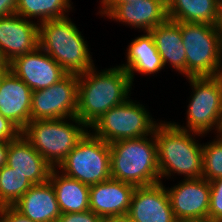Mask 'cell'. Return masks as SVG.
<instances>
[{
	"label": "cell",
	"instance_id": "836d02e7",
	"mask_svg": "<svg viewBox=\"0 0 222 222\" xmlns=\"http://www.w3.org/2000/svg\"><path fill=\"white\" fill-rule=\"evenodd\" d=\"M103 222H133L127 215L115 216L103 219Z\"/></svg>",
	"mask_w": 222,
	"mask_h": 222
},
{
	"label": "cell",
	"instance_id": "1f68e13d",
	"mask_svg": "<svg viewBox=\"0 0 222 222\" xmlns=\"http://www.w3.org/2000/svg\"><path fill=\"white\" fill-rule=\"evenodd\" d=\"M9 142L0 141V168L7 163Z\"/></svg>",
	"mask_w": 222,
	"mask_h": 222
},
{
	"label": "cell",
	"instance_id": "ba28073f",
	"mask_svg": "<svg viewBox=\"0 0 222 222\" xmlns=\"http://www.w3.org/2000/svg\"><path fill=\"white\" fill-rule=\"evenodd\" d=\"M193 87V96L187 111V129L203 135L214 126L222 134V74L218 76L187 77Z\"/></svg>",
	"mask_w": 222,
	"mask_h": 222
},
{
	"label": "cell",
	"instance_id": "83f0119b",
	"mask_svg": "<svg viewBox=\"0 0 222 222\" xmlns=\"http://www.w3.org/2000/svg\"><path fill=\"white\" fill-rule=\"evenodd\" d=\"M57 222H103L92 210L61 214Z\"/></svg>",
	"mask_w": 222,
	"mask_h": 222
},
{
	"label": "cell",
	"instance_id": "8d00e7d4",
	"mask_svg": "<svg viewBox=\"0 0 222 222\" xmlns=\"http://www.w3.org/2000/svg\"><path fill=\"white\" fill-rule=\"evenodd\" d=\"M180 222H219L216 220H213L212 218H201V219H188V220H184V221H180Z\"/></svg>",
	"mask_w": 222,
	"mask_h": 222
},
{
	"label": "cell",
	"instance_id": "4316f807",
	"mask_svg": "<svg viewBox=\"0 0 222 222\" xmlns=\"http://www.w3.org/2000/svg\"><path fill=\"white\" fill-rule=\"evenodd\" d=\"M208 217L222 222V177L210 181Z\"/></svg>",
	"mask_w": 222,
	"mask_h": 222
},
{
	"label": "cell",
	"instance_id": "5bb4252c",
	"mask_svg": "<svg viewBox=\"0 0 222 222\" xmlns=\"http://www.w3.org/2000/svg\"><path fill=\"white\" fill-rule=\"evenodd\" d=\"M127 216L133 222H178L162 182L135 187Z\"/></svg>",
	"mask_w": 222,
	"mask_h": 222
},
{
	"label": "cell",
	"instance_id": "d4e9b609",
	"mask_svg": "<svg viewBox=\"0 0 222 222\" xmlns=\"http://www.w3.org/2000/svg\"><path fill=\"white\" fill-rule=\"evenodd\" d=\"M33 184L6 164L0 168V207L13 206Z\"/></svg>",
	"mask_w": 222,
	"mask_h": 222
},
{
	"label": "cell",
	"instance_id": "8fae6325",
	"mask_svg": "<svg viewBox=\"0 0 222 222\" xmlns=\"http://www.w3.org/2000/svg\"><path fill=\"white\" fill-rule=\"evenodd\" d=\"M38 25L16 13L0 17V58L10 64L39 47Z\"/></svg>",
	"mask_w": 222,
	"mask_h": 222
},
{
	"label": "cell",
	"instance_id": "8992f818",
	"mask_svg": "<svg viewBox=\"0 0 222 222\" xmlns=\"http://www.w3.org/2000/svg\"><path fill=\"white\" fill-rule=\"evenodd\" d=\"M186 52V77L222 74V45L215 25L180 22Z\"/></svg>",
	"mask_w": 222,
	"mask_h": 222
},
{
	"label": "cell",
	"instance_id": "d6a6232c",
	"mask_svg": "<svg viewBox=\"0 0 222 222\" xmlns=\"http://www.w3.org/2000/svg\"><path fill=\"white\" fill-rule=\"evenodd\" d=\"M215 28L217 30L222 45V4H219L218 7V14L215 22Z\"/></svg>",
	"mask_w": 222,
	"mask_h": 222
},
{
	"label": "cell",
	"instance_id": "4fadbf2b",
	"mask_svg": "<svg viewBox=\"0 0 222 222\" xmlns=\"http://www.w3.org/2000/svg\"><path fill=\"white\" fill-rule=\"evenodd\" d=\"M166 191L178 222L208 217L210 182L205 178L184 179Z\"/></svg>",
	"mask_w": 222,
	"mask_h": 222
},
{
	"label": "cell",
	"instance_id": "30bf717a",
	"mask_svg": "<svg viewBox=\"0 0 222 222\" xmlns=\"http://www.w3.org/2000/svg\"><path fill=\"white\" fill-rule=\"evenodd\" d=\"M78 108V75L67 74L48 88L32 92L31 121L71 119Z\"/></svg>",
	"mask_w": 222,
	"mask_h": 222
},
{
	"label": "cell",
	"instance_id": "9a60e30c",
	"mask_svg": "<svg viewBox=\"0 0 222 222\" xmlns=\"http://www.w3.org/2000/svg\"><path fill=\"white\" fill-rule=\"evenodd\" d=\"M99 13L150 32L167 19L166 0H137L132 3L103 4Z\"/></svg>",
	"mask_w": 222,
	"mask_h": 222
},
{
	"label": "cell",
	"instance_id": "f546056e",
	"mask_svg": "<svg viewBox=\"0 0 222 222\" xmlns=\"http://www.w3.org/2000/svg\"><path fill=\"white\" fill-rule=\"evenodd\" d=\"M2 222H34L29 218L21 215L12 206L0 207Z\"/></svg>",
	"mask_w": 222,
	"mask_h": 222
},
{
	"label": "cell",
	"instance_id": "d6986e66",
	"mask_svg": "<svg viewBox=\"0 0 222 222\" xmlns=\"http://www.w3.org/2000/svg\"><path fill=\"white\" fill-rule=\"evenodd\" d=\"M12 207L34 222H57L61 215L49 180L33 185Z\"/></svg>",
	"mask_w": 222,
	"mask_h": 222
},
{
	"label": "cell",
	"instance_id": "484cf974",
	"mask_svg": "<svg viewBox=\"0 0 222 222\" xmlns=\"http://www.w3.org/2000/svg\"><path fill=\"white\" fill-rule=\"evenodd\" d=\"M221 177L222 134H219L216 140L214 139L211 143L203 144V178L210 182Z\"/></svg>",
	"mask_w": 222,
	"mask_h": 222
},
{
	"label": "cell",
	"instance_id": "ffe728a7",
	"mask_svg": "<svg viewBox=\"0 0 222 222\" xmlns=\"http://www.w3.org/2000/svg\"><path fill=\"white\" fill-rule=\"evenodd\" d=\"M163 65L170 63L173 68L186 76V52L180 31V22L167 19L150 31Z\"/></svg>",
	"mask_w": 222,
	"mask_h": 222
},
{
	"label": "cell",
	"instance_id": "2e32d148",
	"mask_svg": "<svg viewBox=\"0 0 222 222\" xmlns=\"http://www.w3.org/2000/svg\"><path fill=\"white\" fill-rule=\"evenodd\" d=\"M135 186L109 179L90 186L89 208L102 219L127 215Z\"/></svg>",
	"mask_w": 222,
	"mask_h": 222
},
{
	"label": "cell",
	"instance_id": "cb8c5ba5",
	"mask_svg": "<svg viewBox=\"0 0 222 222\" xmlns=\"http://www.w3.org/2000/svg\"><path fill=\"white\" fill-rule=\"evenodd\" d=\"M72 8L70 0H18L15 13L21 17H39L40 24L54 19L68 17L65 12Z\"/></svg>",
	"mask_w": 222,
	"mask_h": 222
},
{
	"label": "cell",
	"instance_id": "ac0fdd59",
	"mask_svg": "<svg viewBox=\"0 0 222 222\" xmlns=\"http://www.w3.org/2000/svg\"><path fill=\"white\" fill-rule=\"evenodd\" d=\"M6 165L24 175L33 185L47 182L52 170L22 133L9 141Z\"/></svg>",
	"mask_w": 222,
	"mask_h": 222
},
{
	"label": "cell",
	"instance_id": "4dcf8cb0",
	"mask_svg": "<svg viewBox=\"0 0 222 222\" xmlns=\"http://www.w3.org/2000/svg\"><path fill=\"white\" fill-rule=\"evenodd\" d=\"M17 4L18 0H0V17L14 14Z\"/></svg>",
	"mask_w": 222,
	"mask_h": 222
},
{
	"label": "cell",
	"instance_id": "7402d4cb",
	"mask_svg": "<svg viewBox=\"0 0 222 222\" xmlns=\"http://www.w3.org/2000/svg\"><path fill=\"white\" fill-rule=\"evenodd\" d=\"M135 38L127 48V63L121 65L128 73L131 82L134 81V71L140 74H154L164 65L150 32H144Z\"/></svg>",
	"mask_w": 222,
	"mask_h": 222
},
{
	"label": "cell",
	"instance_id": "277c9868",
	"mask_svg": "<svg viewBox=\"0 0 222 222\" xmlns=\"http://www.w3.org/2000/svg\"><path fill=\"white\" fill-rule=\"evenodd\" d=\"M39 47L67 74L80 75L94 67L86 41L68 17L39 24Z\"/></svg>",
	"mask_w": 222,
	"mask_h": 222
},
{
	"label": "cell",
	"instance_id": "f1b7e54d",
	"mask_svg": "<svg viewBox=\"0 0 222 222\" xmlns=\"http://www.w3.org/2000/svg\"><path fill=\"white\" fill-rule=\"evenodd\" d=\"M21 132L15 124L0 114V141L9 142L14 140Z\"/></svg>",
	"mask_w": 222,
	"mask_h": 222
},
{
	"label": "cell",
	"instance_id": "9c48e42d",
	"mask_svg": "<svg viewBox=\"0 0 222 222\" xmlns=\"http://www.w3.org/2000/svg\"><path fill=\"white\" fill-rule=\"evenodd\" d=\"M142 104L127 99L112 107L91 127L93 134L111 144L122 139L145 137L153 134L158 123L152 120Z\"/></svg>",
	"mask_w": 222,
	"mask_h": 222
},
{
	"label": "cell",
	"instance_id": "6da1fadb",
	"mask_svg": "<svg viewBox=\"0 0 222 222\" xmlns=\"http://www.w3.org/2000/svg\"><path fill=\"white\" fill-rule=\"evenodd\" d=\"M102 71L96 72L94 66L78 75L76 117L88 128L109 109L130 98L132 82L124 68L117 66Z\"/></svg>",
	"mask_w": 222,
	"mask_h": 222
},
{
	"label": "cell",
	"instance_id": "5b68a950",
	"mask_svg": "<svg viewBox=\"0 0 222 222\" xmlns=\"http://www.w3.org/2000/svg\"><path fill=\"white\" fill-rule=\"evenodd\" d=\"M65 119L32 120L21 132L52 168L59 167L88 132L76 116L70 119L76 125Z\"/></svg>",
	"mask_w": 222,
	"mask_h": 222
},
{
	"label": "cell",
	"instance_id": "44dd1931",
	"mask_svg": "<svg viewBox=\"0 0 222 222\" xmlns=\"http://www.w3.org/2000/svg\"><path fill=\"white\" fill-rule=\"evenodd\" d=\"M49 181L52 183L61 214L77 213L90 210V186L70 178L63 173L59 175L56 168H52Z\"/></svg>",
	"mask_w": 222,
	"mask_h": 222
},
{
	"label": "cell",
	"instance_id": "7a4b0ae2",
	"mask_svg": "<svg viewBox=\"0 0 222 222\" xmlns=\"http://www.w3.org/2000/svg\"><path fill=\"white\" fill-rule=\"evenodd\" d=\"M153 133L160 179L172 172L184 174L185 179L203 178V146L192 137L198 133L180 129L171 122L157 124Z\"/></svg>",
	"mask_w": 222,
	"mask_h": 222
},
{
	"label": "cell",
	"instance_id": "3957f363",
	"mask_svg": "<svg viewBox=\"0 0 222 222\" xmlns=\"http://www.w3.org/2000/svg\"><path fill=\"white\" fill-rule=\"evenodd\" d=\"M109 145L112 179L135 187L161 182L154 133L149 139L146 136L122 139Z\"/></svg>",
	"mask_w": 222,
	"mask_h": 222
},
{
	"label": "cell",
	"instance_id": "d590c367",
	"mask_svg": "<svg viewBox=\"0 0 222 222\" xmlns=\"http://www.w3.org/2000/svg\"><path fill=\"white\" fill-rule=\"evenodd\" d=\"M137 0H101L102 4H122V3H132Z\"/></svg>",
	"mask_w": 222,
	"mask_h": 222
},
{
	"label": "cell",
	"instance_id": "e0dca14e",
	"mask_svg": "<svg viewBox=\"0 0 222 222\" xmlns=\"http://www.w3.org/2000/svg\"><path fill=\"white\" fill-rule=\"evenodd\" d=\"M32 90L10 70L0 82V114L21 131L31 121Z\"/></svg>",
	"mask_w": 222,
	"mask_h": 222
},
{
	"label": "cell",
	"instance_id": "7c38bea8",
	"mask_svg": "<svg viewBox=\"0 0 222 222\" xmlns=\"http://www.w3.org/2000/svg\"><path fill=\"white\" fill-rule=\"evenodd\" d=\"M40 47L17 57L10 63V71L32 91L48 88L63 79L67 73Z\"/></svg>",
	"mask_w": 222,
	"mask_h": 222
},
{
	"label": "cell",
	"instance_id": "e575fe53",
	"mask_svg": "<svg viewBox=\"0 0 222 222\" xmlns=\"http://www.w3.org/2000/svg\"><path fill=\"white\" fill-rule=\"evenodd\" d=\"M10 70V64L0 58V82L6 73Z\"/></svg>",
	"mask_w": 222,
	"mask_h": 222
},
{
	"label": "cell",
	"instance_id": "603a6c76",
	"mask_svg": "<svg viewBox=\"0 0 222 222\" xmlns=\"http://www.w3.org/2000/svg\"><path fill=\"white\" fill-rule=\"evenodd\" d=\"M218 7V0H166L168 19L174 22L215 25Z\"/></svg>",
	"mask_w": 222,
	"mask_h": 222
},
{
	"label": "cell",
	"instance_id": "52a82bcc",
	"mask_svg": "<svg viewBox=\"0 0 222 222\" xmlns=\"http://www.w3.org/2000/svg\"><path fill=\"white\" fill-rule=\"evenodd\" d=\"M90 130L58 168L64 175L92 186L111 179L110 145Z\"/></svg>",
	"mask_w": 222,
	"mask_h": 222
}]
</instances>
